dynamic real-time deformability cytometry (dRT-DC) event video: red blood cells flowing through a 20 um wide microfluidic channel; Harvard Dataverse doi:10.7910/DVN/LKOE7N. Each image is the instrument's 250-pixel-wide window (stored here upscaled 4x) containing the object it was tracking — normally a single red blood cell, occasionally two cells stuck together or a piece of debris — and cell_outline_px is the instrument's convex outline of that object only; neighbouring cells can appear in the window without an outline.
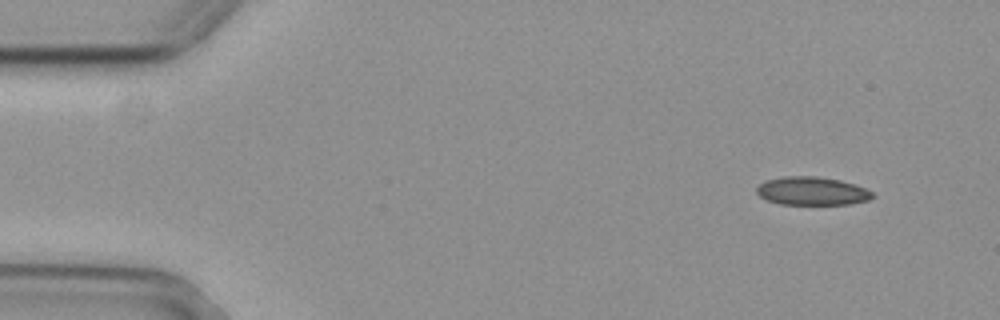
{"species": "common noctule bat (a hibernating species)", "species_latin": "Nyctalus noctula", "temperature_condition": "cold", "stored_images_in_passage": 51, "camera_frame_rate_fps": 3000, "um_per_image_px": 0.085, "animal": {"sex": "female", "body_mass_g": 29.2, "forearm_length_mm": 56.3}, "frame": {"image": 1, "passage_image": 1, "time_ms": 0.0, "image_size_px": [1000, 320], "cell_outline_px": [[876, 196], [868, 200], [848, 204], [780, 204], [768, 200], [760, 196], [756, 192], [756, 188], [760, 184], [768, 180], [784, 176], [816, 176], [840, 180], [864, 188], [872, 192]], "centroid_in_image_um": [69.02, 16.24], "position_along_channel_um": 16.0, "area_um2": 18.9}}
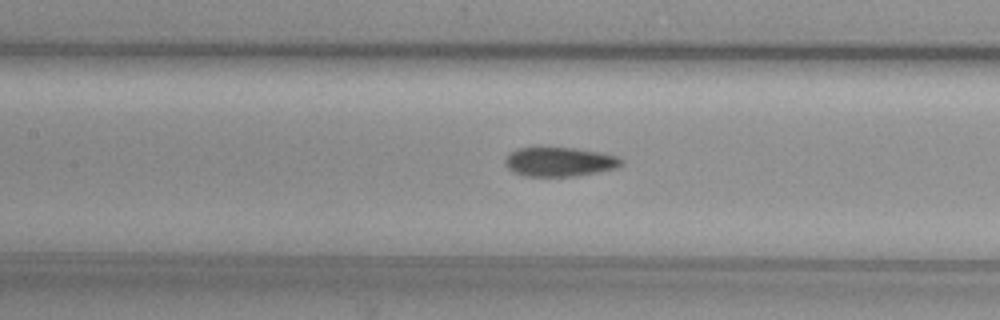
{"frame": {"image": 2, "passage_image": 21, "time_ms": 6.667, "image_size_px": [1000, 320], "cell_outline_px": [[624, 164], [616, 168], [600, 172], [576, 176], [524, 176], [512, 172], [504, 164], [504, 160], [516, 148], [576, 148], [600, 152], [620, 156], [624, 160]], "centroid_in_image_um": [47.61, 13.76], "position_along_channel_um": 159.8, "area_um2": 20.0}}
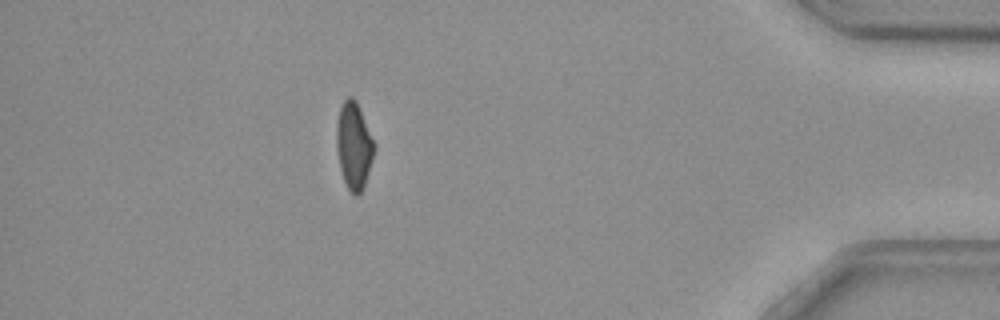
{"frame": {"image": 3, "passage_image": 45, "time_ms": 14.667, "image_size_px": [1000, 320], "cell_outline_px": [[376, 148], [364, 188], [356, 196], [348, 188], [344, 180], [340, 168], [336, 148], [336, 128], [340, 108], [344, 100], [348, 96], [352, 96], [356, 100], [376, 144]], "centroid_in_image_um": [30.09, 12.37], "position_along_channel_um": 405.1, "area_um2": 19.19}, "authors_computed_cell_mechanics": {"area_um2": 19.9988, "velocity_mm_per_s": 3.714, "shape_relaxation_time_tau1_ms": 9.1564, "shape_relaxation_time_tau2_ms": 2.8299, "deformation_change_tau1": 0.1656, "deformation_change_tau2": 0.0915}}